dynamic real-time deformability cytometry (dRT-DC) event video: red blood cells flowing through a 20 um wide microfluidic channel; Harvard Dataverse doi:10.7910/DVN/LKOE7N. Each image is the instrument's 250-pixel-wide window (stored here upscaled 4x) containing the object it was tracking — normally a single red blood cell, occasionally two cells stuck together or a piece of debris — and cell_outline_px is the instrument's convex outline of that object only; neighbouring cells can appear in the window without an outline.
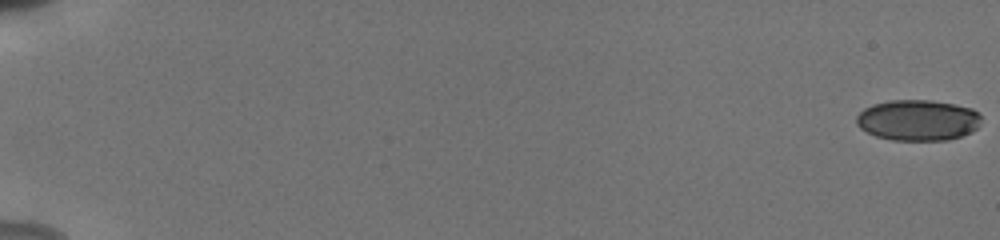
{"species": "human", "species_latin": "Homo sapiens", "temperature_condition": "cold", "stored_images_in_passage": 56, "camera_frame_rate_fps": 3000, "um_per_image_px": 0.085, "donor": {"sex": "male"}, "frame": {"image": 1, "passage_image": 1, "time_ms": 0.0, "image_size_px": [1000, 240], "cell_outline_px": [[980, 116], [976, 128], [972, 132], [948, 140], [892, 140], [876, 136], [860, 128], [856, 124], [856, 116], [864, 108], [872, 104], [888, 100], [928, 100], [952, 104], [972, 108]], "centroid_in_image_um": [77.97, 10.21], "position_along_channel_um": 7.0, "area_um2": 29.59}}
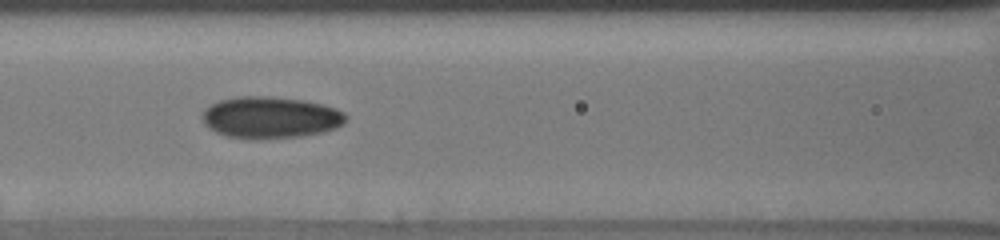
{"frame": {"image": 2, "passage_image": 28, "time_ms": 9.0, "image_size_px": [1000, 240], "cell_outline_px": [[348, 116], [344, 124], [336, 128], [324, 132], [300, 136], [260, 140], [228, 136], [216, 132], [208, 128], [204, 124], [204, 108], [220, 100], [240, 96], [268, 96], [300, 100], [320, 104], [336, 108], [344, 112]], "centroid_in_image_um": [23.01, 10.0], "position_along_channel_um": 143.6, "area_um2": 34.91}}
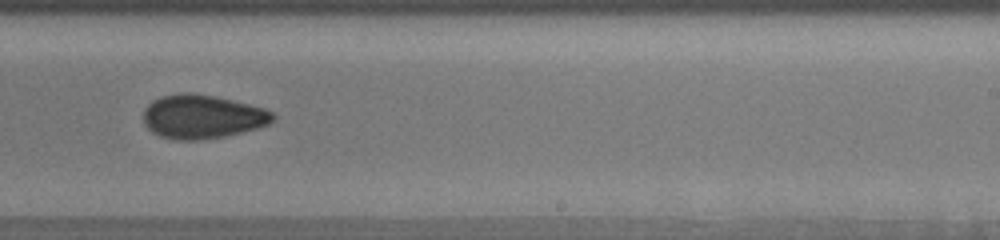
{"frame": {"image": 3, "passage_image": 38, "time_ms": 12.333, "image_size_px": [1000, 240], "cell_outline_px": [[276, 116], [268, 124], [260, 128], [224, 136], [200, 140], [176, 140], [160, 136], [152, 132], [144, 124], [144, 108], [152, 100], [164, 96], [180, 92], [192, 92], [232, 100], [264, 108], [272, 112]], "centroid_in_image_um": [17.18, 9.92], "position_along_channel_um": 271.8, "area_um2": 33.06}, "authors_computed_cell_mechanics": {"area_um2": 31.7033, "velocity_mm_per_s": 3.8606, "shape_relaxation_time_tau1_ms": 9.7902, "shape_relaxation_time_tau2_ms": 2.4751, "deformation_change_tau1": 0.1525, "deformation_change_tau2": 0.0664}}